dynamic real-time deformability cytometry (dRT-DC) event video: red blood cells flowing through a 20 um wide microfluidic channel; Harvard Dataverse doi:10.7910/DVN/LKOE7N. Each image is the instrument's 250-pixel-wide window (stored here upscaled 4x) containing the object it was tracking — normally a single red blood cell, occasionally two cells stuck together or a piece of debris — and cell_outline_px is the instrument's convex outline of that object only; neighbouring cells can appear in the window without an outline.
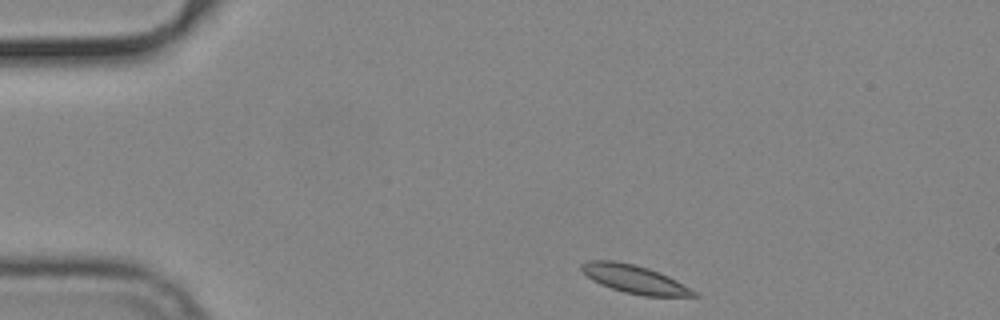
{"species": "common noctule bat (a hibernating species)", "species_latin": "Nyctalus noctula", "temperature_condition": "cold", "stored_images_in_passage": 43, "camera_frame_rate_fps": 3000, "um_per_image_px": 0.085, "animal": {"sex": "male", "body_mass_g": 19.2, "forearm_length_mm": 51.8}, "frame": {"image": 1, "passage_image": 1, "time_ms": 0.0, "image_size_px": [1000, 320], "cell_outline_px": [[700, 296], [644, 296], [624, 292], [600, 284], [592, 280], [580, 272], [580, 264], [588, 260], [616, 260], [636, 264], [660, 272], [676, 280], [696, 292]], "centroid_in_image_um": [53.87, 23.71], "position_along_channel_um": 31.1, "area_um2": 18.61}}
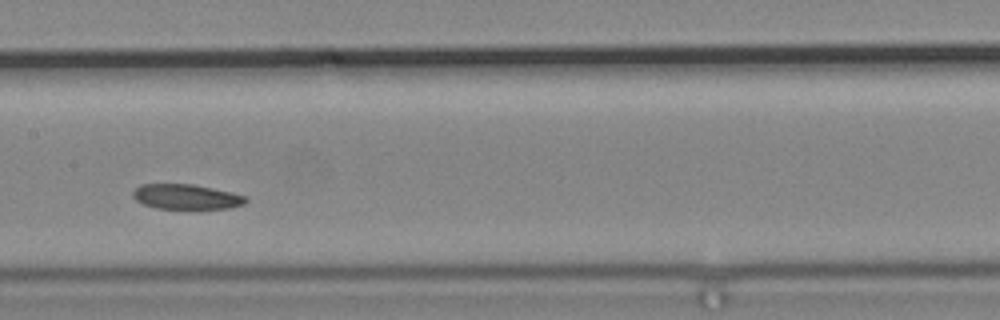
{"frame": {"image": 2, "passage_image": 19, "time_ms": 6.0, "image_size_px": [1000, 320], "cell_outline_px": [[248, 200], [244, 204], [232, 208], [156, 208], [144, 204], [136, 200], [132, 196], [132, 192], [140, 184], [192, 184], [232, 192], [248, 196]], "centroid_in_image_um": [15.86, 16.72], "position_along_channel_um": 191.5, "area_um2": 16.42}}
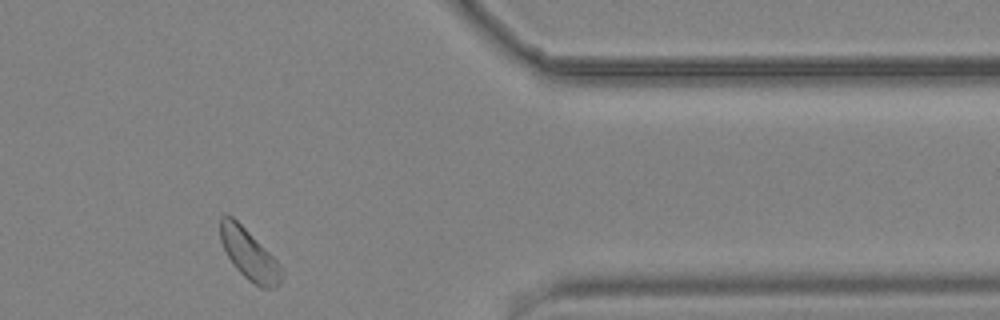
{"frame": {"image": 3, "passage_image": 37, "time_ms": 12.0, "image_size_px": [1000, 320], "cell_outline_px": [[284, 268], [280, 284], [276, 288], [260, 288], [248, 280], [236, 268], [228, 256], [220, 240], [220, 216], [232, 216]], "centroid_in_image_um": [21.2, 21.68], "position_along_channel_um": 390.2, "area_um2": 17.74}, "authors_computed_cell_mechanics": {"area_um2": 18.0336, "velocity_mm_per_s": 3.6742, "shape_relaxation_time_tau1_ms": 7.8472, "shape_relaxation_time_tau2_ms": null, "deformation_change_tau1": 0.1011, "deformation_change_tau2": null}}